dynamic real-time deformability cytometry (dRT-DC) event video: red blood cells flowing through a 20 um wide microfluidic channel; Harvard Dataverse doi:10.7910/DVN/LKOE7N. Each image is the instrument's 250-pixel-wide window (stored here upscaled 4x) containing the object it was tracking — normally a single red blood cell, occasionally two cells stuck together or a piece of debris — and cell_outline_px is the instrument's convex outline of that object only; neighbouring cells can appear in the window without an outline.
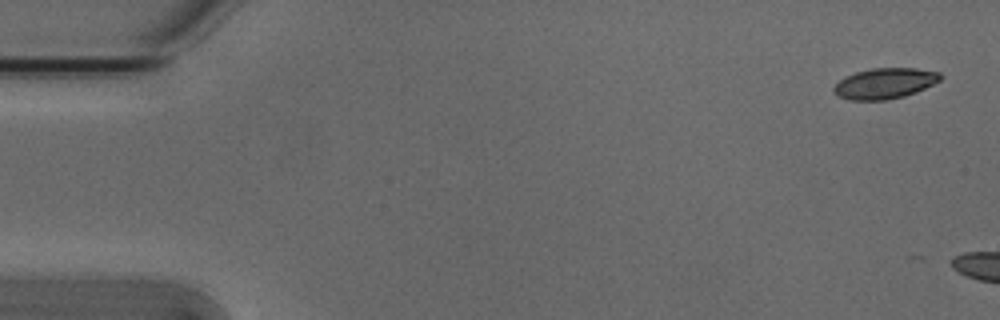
{"species": "Egyptian fruit bat (a non-hibernating species)", "species_latin": "Rousettus aegyptiacus", "temperature_condition": "cold", "stored_images_in_passage": 3, "camera_frame_rate_fps": 3000, "um_per_image_px": 0.085, "animal": {"sex": "male"}, "frame": {"image": 1, "passage_image": 1, "time_ms": 0.0, "image_size_px": [1000, 320], "cell_outline_px": [[944, 76], [940, 80], [916, 92], [904, 96], [888, 100], [848, 100], [836, 96], [832, 92], [832, 88], [844, 76], [856, 72], [872, 68], [916, 68], [940, 72]], "centroid_in_image_um": [75.18, 7.09], "position_along_channel_um": 9.8, "area_um2": 19.25}}